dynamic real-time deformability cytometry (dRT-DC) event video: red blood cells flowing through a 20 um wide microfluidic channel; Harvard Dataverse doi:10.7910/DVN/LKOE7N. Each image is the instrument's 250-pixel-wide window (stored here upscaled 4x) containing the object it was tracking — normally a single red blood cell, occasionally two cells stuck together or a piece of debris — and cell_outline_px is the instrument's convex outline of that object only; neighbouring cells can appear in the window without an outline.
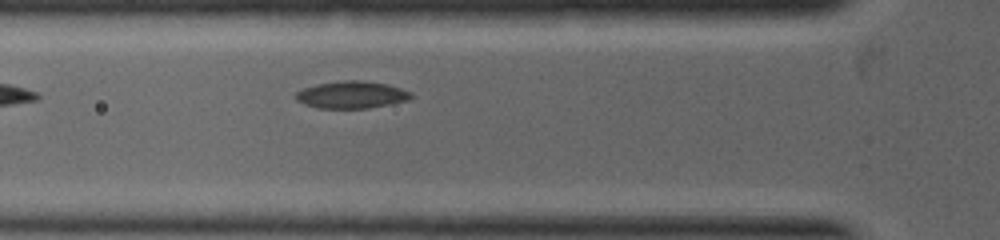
{"species": "common noctule bat (a hibernating species)", "species_latin": "Nyctalus noctula", "temperature_condition": "warm", "stored_images_in_passage": 4, "camera_frame_rate_fps": 5000, "um_per_image_px": 0.085, "animal": {"sex": "female", "body_mass_g": 19.0, "forearm_length_mm": 53.3}, "frame": {"image": 1, "passage_image": 4, "time_ms": 1.2, "image_size_px": [1000, 240], "cell_outline_px": [[412, 96], [408, 100], [368, 108], [316, 108], [304, 104], [296, 100], [296, 92], [304, 88], [316, 84], [344, 80], [360, 80], [388, 84], [412, 92]], "centroid_in_image_um": [29.87, 8.05], "position_along_channel_um": 95.9, "area_um2": 18.21}}